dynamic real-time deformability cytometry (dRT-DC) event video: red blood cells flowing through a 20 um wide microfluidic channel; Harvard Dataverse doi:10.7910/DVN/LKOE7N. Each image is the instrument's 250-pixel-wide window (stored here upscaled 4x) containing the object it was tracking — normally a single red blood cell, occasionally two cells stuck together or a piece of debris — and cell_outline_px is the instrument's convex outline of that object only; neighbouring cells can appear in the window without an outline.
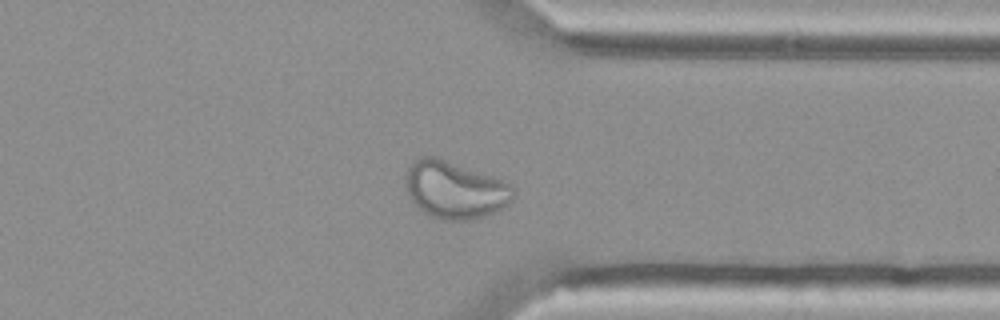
{"species": "Egyptian fruit bat (a non-hibernating species)", "species_latin": "Rousettus aegyptiacus", "temperature_condition": "cold", "stored_images_in_passage": 44, "camera_frame_rate_fps": 3000, "um_per_image_px": 0.085, "animal": {"sex": "female"}, "frame": {"image": 1, "passage_image": 32, "time_ms": 10.333, "image_size_px": [1000, 320], "cell_outline_px": [[512, 196], [508, 204], [504, 208], [496, 212], [484, 216], [468, 220], [440, 220], [424, 212], [408, 196], [404, 188], [404, 176], [408, 164], [420, 156], [436, 156], [492, 176], [512, 184]], "centroid_in_image_um": [38.6, 16.12], "position_along_channel_um": 372.8, "area_um2": 36.24}}